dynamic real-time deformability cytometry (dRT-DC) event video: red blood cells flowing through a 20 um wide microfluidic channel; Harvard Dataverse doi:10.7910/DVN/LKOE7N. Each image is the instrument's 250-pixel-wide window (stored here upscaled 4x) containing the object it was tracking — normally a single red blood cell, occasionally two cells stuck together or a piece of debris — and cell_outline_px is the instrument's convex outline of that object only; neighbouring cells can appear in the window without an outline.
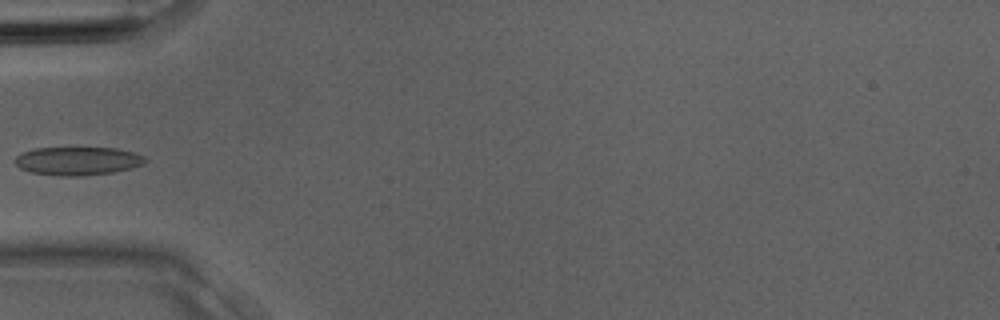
{"species": "Egyptian fruit bat (a non-hibernating species)", "species_latin": "Rousettus aegyptiacus", "temperature_condition": "room temperature", "stored_images_in_passage": 3, "camera_frame_rate_fps": 3000, "um_per_image_px": 0.085, "animal": {"sex": "male"}, "frame": {"image": 1, "passage_image": 3, "time_ms": 0.667, "image_size_px": [1000, 320], "cell_outline_px": [[148, 160], [144, 164], [132, 168], [116, 172], [80, 176], [60, 176], [32, 172], [20, 168], [12, 160], [20, 152], [32, 148], [116, 148], [136, 152], [144, 156]], "centroid_in_image_um": [6.62, 13.68], "position_along_channel_um": 78.4, "area_um2": 21.85}}